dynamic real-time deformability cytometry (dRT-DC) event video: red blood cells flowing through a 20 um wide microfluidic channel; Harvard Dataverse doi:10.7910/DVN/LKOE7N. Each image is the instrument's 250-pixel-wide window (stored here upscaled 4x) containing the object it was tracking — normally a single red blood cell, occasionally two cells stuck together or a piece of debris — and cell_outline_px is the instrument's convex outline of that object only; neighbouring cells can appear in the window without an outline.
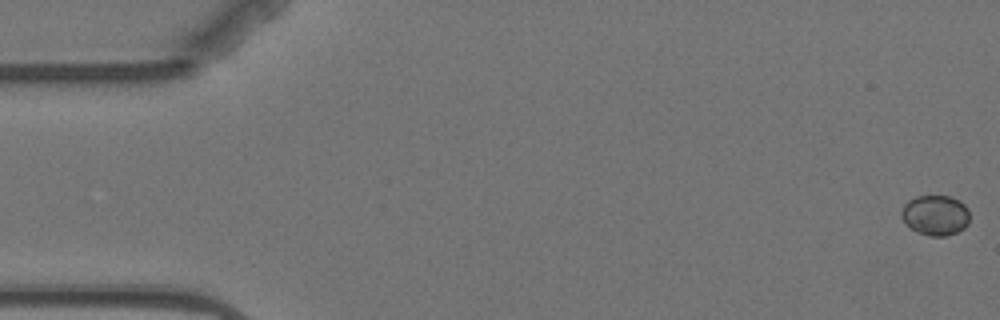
{"species": "Egyptian fruit bat (a non-hibernating species)", "species_latin": "Rousettus aegyptiacus", "temperature_condition": "warm", "stored_images_in_passage": 5, "camera_frame_rate_fps": 3000, "um_per_image_px": 0.085, "animal": {"sex": "female"}, "frame": {"image": 1, "passage_image": 1, "time_ms": 0.0, "image_size_px": [1000, 320], "cell_outline_px": [[968, 224], [964, 228], [956, 232], [944, 236], [928, 236], [916, 232], [908, 228], [904, 224], [900, 216], [900, 212], [904, 204], [908, 200], [916, 196], [948, 196], [960, 200], [968, 208]], "centroid_in_image_um": [79.45, 18.3], "position_along_channel_um": 5.5, "area_um2": 16.3}}
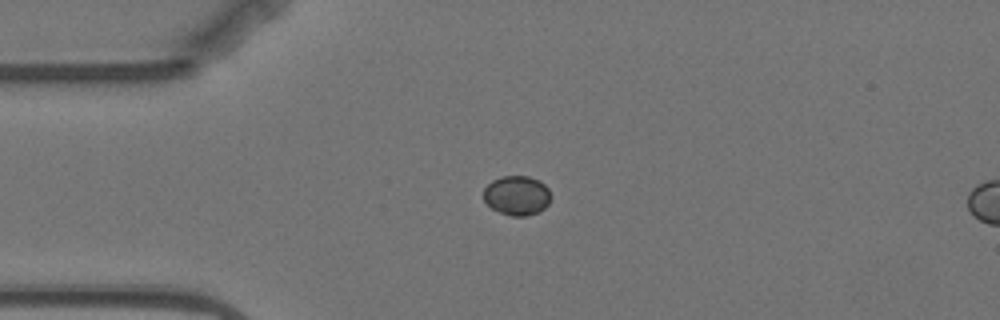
{"frame": {"image": 2, "passage_image": 4, "time_ms": 4.333, "image_size_px": [1000, 320], "cell_outline_px": [[552, 196], [548, 204], [540, 212], [528, 216], [512, 216], [500, 212], [492, 208], [484, 200], [484, 188], [492, 180], [500, 176], [528, 176], [540, 180], [548, 188]], "centroid_in_image_um": [43.96, 16.61], "position_along_channel_um": 41.0, "area_um2": 15.66}}